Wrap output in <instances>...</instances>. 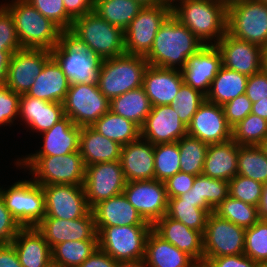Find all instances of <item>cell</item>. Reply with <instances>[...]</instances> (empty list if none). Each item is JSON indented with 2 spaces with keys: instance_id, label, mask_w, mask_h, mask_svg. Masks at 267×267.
<instances>
[{
  "instance_id": "cell-1",
  "label": "cell",
  "mask_w": 267,
  "mask_h": 267,
  "mask_svg": "<svg viewBox=\"0 0 267 267\" xmlns=\"http://www.w3.org/2000/svg\"><path fill=\"white\" fill-rule=\"evenodd\" d=\"M204 44L172 14L160 26L145 56L149 65L181 70ZM179 66V67H178Z\"/></svg>"
},
{
  "instance_id": "cell-2",
  "label": "cell",
  "mask_w": 267,
  "mask_h": 267,
  "mask_svg": "<svg viewBox=\"0 0 267 267\" xmlns=\"http://www.w3.org/2000/svg\"><path fill=\"white\" fill-rule=\"evenodd\" d=\"M227 5L223 0H184L174 6L172 15L202 44L216 45L227 33Z\"/></svg>"
},
{
  "instance_id": "cell-3",
  "label": "cell",
  "mask_w": 267,
  "mask_h": 267,
  "mask_svg": "<svg viewBox=\"0 0 267 267\" xmlns=\"http://www.w3.org/2000/svg\"><path fill=\"white\" fill-rule=\"evenodd\" d=\"M66 34L101 60L125 54L124 31L95 11L74 19Z\"/></svg>"
},
{
  "instance_id": "cell-4",
  "label": "cell",
  "mask_w": 267,
  "mask_h": 267,
  "mask_svg": "<svg viewBox=\"0 0 267 267\" xmlns=\"http://www.w3.org/2000/svg\"><path fill=\"white\" fill-rule=\"evenodd\" d=\"M12 15L22 48L52 50L66 34L26 0L2 4Z\"/></svg>"
},
{
  "instance_id": "cell-5",
  "label": "cell",
  "mask_w": 267,
  "mask_h": 267,
  "mask_svg": "<svg viewBox=\"0 0 267 267\" xmlns=\"http://www.w3.org/2000/svg\"><path fill=\"white\" fill-rule=\"evenodd\" d=\"M17 160V167L29 169L32 180L39 185L84 184L85 165L79 151L60 156H26Z\"/></svg>"
},
{
  "instance_id": "cell-6",
  "label": "cell",
  "mask_w": 267,
  "mask_h": 267,
  "mask_svg": "<svg viewBox=\"0 0 267 267\" xmlns=\"http://www.w3.org/2000/svg\"><path fill=\"white\" fill-rule=\"evenodd\" d=\"M149 66L144 56L124 54L101 61L97 81L100 92L111 101L127 91L143 86Z\"/></svg>"
},
{
  "instance_id": "cell-7",
  "label": "cell",
  "mask_w": 267,
  "mask_h": 267,
  "mask_svg": "<svg viewBox=\"0 0 267 267\" xmlns=\"http://www.w3.org/2000/svg\"><path fill=\"white\" fill-rule=\"evenodd\" d=\"M99 248L119 264H142L152 225L95 226Z\"/></svg>"
},
{
  "instance_id": "cell-8",
  "label": "cell",
  "mask_w": 267,
  "mask_h": 267,
  "mask_svg": "<svg viewBox=\"0 0 267 267\" xmlns=\"http://www.w3.org/2000/svg\"><path fill=\"white\" fill-rule=\"evenodd\" d=\"M227 33L264 48L267 45V3L231 0L227 5Z\"/></svg>"
},
{
  "instance_id": "cell-9",
  "label": "cell",
  "mask_w": 267,
  "mask_h": 267,
  "mask_svg": "<svg viewBox=\"0 0 267 267\" xmlns=\"http://www.w3.org/2000/svg\"><path fill=\"white\" fill-rule=\"evenodd\" d=\"M0 188L6 208L22 228L36 227L45 216L42 186L33 180H19L9 189Z\"/></svg>"
},
{
  "instance_id": "cell-10",
  "label": "cell",
  "mask_w": 267,
  "mask_h": 267,
  "mask_svg": "<svg viewBox=\"0 0 267 267\" xmlns=\"http://www.w3.org/2000/svg\"><path fill=\"white\" fill-rule=\"evenodd\" d=\"M70 84L97 83L101 59L65 34L51 50Z\"/></svg>"
},
{
  "instance_id": "cell-11",
  "label": "cell",
  "mask_w": 267,
  "mask_h": 267,
  "mask_svg": "<svg viewBox=\"0 0 267 267\" xmlns=\"http://www.w3.org/2000/svg\"><path fill=\"white\" fill-rule=\"evenodd\" d=\"M62 104L65 115L79 127L92 126L110 110V101L97 83L70 84Z\"/></svg>"
},
{
  "instance_id": "cell-12",
  "label": "cell",
  "mask_w": 267,
  "mask_h": 267,
  "mask_svg": "<svg viewBox=\"0 0 267 267\" xmlns=\"http://www.w3.org/2000/svg\"><path fill=\"white\" fill-rule=\"evenodd\" d=\"M172 14L165 5L145 6L124 30L125 53L146 56L160 26Z\"/></svg>"
},
{
  "instance_id": "cell-13",
  "label": "cell",
  "mask_w": 267,
  "mask_h": 267,
  "mask_svg": "<svg viewBox=\"0 0 267 267\" xmlns=\"http://www.w3.org/2000/svg\"><path fill=\"white\" fill-rule=\"evenodd\" d=\"M245 229L211 212L203 233L204 260L244 254Z\"/></svg>"
},
{
  "instance_id": "cell-14",
  "label": "cell",
  "mask_w": 267,
  "mask_h": 267,
  "mask_svg": "<svg viewBox=\"0 0 267 267\" xmlns=\"http://www.w3.org/2000/svg\"><path fill=\"white\" fill-rule=\"evenodd\" d=\"M125 184L119 160L85 166L83 187L90 208L100 201L122 194Z\"/></svg>"
},
{
  "instance_id": "cell-15",
  "label": "cell",
  "mask_w": 267,
  "mask_h": 267,
  "mask_svg": "<svg viewBox=\"0 0 267 267\" xmlns=\"http://www.w3.org/2000/svg\"><path fill=\"white\" fill-rule=\"evenodd\" d=\"M123 193L141 217L152 226L167 214L168 197L163 181L126 182Z\"/></svg>"
},
{
  "instance_id": "cell-16",
  "label": "cell",
  "mask_w": 267,
  "mask_h": 267,
  "mask_svg": "<svg viewBox=\"0 0 267 267\" xmlns=\"http://www.w3.org/2000/svg\"><path fill=\"white\" fill-rule=\"evenodd\" d=\"M45 195V216L64 220L86 216L91 208L83 185H41Z\"/></svg>"
},
{
  "instance_id": "cell-17",
  "label": "cell",
  "mask_w": 267,
  "mask_h": 267,
  "mask_svg": "<svg viewBox=\"0 0 267 267\" xmlns=\"http://www.w3.org/2000/svg\"><path fill=\"white\" fill-rule=\"evenodd\" d=\"M51 58V51L46 49L22 48L16 51L10 60L5 85L20 95L27 93Z\"/></svg>"
},
{
  "instance_id": "cell-18",
  "label": "cell",
  "mask_w": 267,
  "mask_h": 267,
  "mask_svg": "<svg viewBox=\"0 0 267 267\" xmlns=\"http://www.w3.org/2000/svg\"><path fill=\"white\" fill-rule=\"evenodd\" d=\"M216 46L225 68L247 76L263 69V48L257 44L236 39L226 33Z\"/></svg>"
},
{
  "instance_id": "cell-19",
  "label": "cell",
  "mask_w": 267,
  "mask_h": 267,
  "mask_svg": "<svg viewBox=\"0 0 267 267\" xmlns=\"http://www.w3.org/2000/svg\"><path fill=\"white\" fill-rule=\"evenodd\" d=\"M187 135L206 144L223 143L232 139V128L222 106L205 99L187 126Z\"/></svg>"
},
{
  "instance_id": "cell-20",
  "label": "cell",
  "mask_w": 267,
  "mask_h": 267,
  "mask_svg": "<svg viewBox=\"0 0 267 267\" xmlns=\"http://www.w3.org/2000/svg\"><path fill=\"white\" fill-rule=\"evenodd\" d=\"M36 228L51 249L65 241L98 240L92 211L84 217L71 220L44 217Z\"/></svg>"
},
{
  "instance_id": "cell-21",
  "label": "cell",
  "mask_w": 267,
  "mask_h": 267,
  "mask_svg": "<svg viewBox=\"0 0 267 267\" xmlns=\"http://www.w3.org/2000/svg\"><path fill=\"white\" fill-rule=\"evenodd\" d=\"M187 135V126L171 105L152 106L140 128V137L153 145L178 142Z\"/></svg>"
},
{
  "instance_id": "cell-22",
  "label": "cell",
  "mask_w": 267,
  "mask_h": 267,
  "mask_svg": "<svg viewBox=\"0 0 267 267\" xmlns=\"http://www.w3.org/2000/svg\"><path fill=\"white\" fill-rule=\"evenodd\" d=\"M221 66V54L217 46L204 45L188 58L181 69L183 82L206 96Z\"/></svg>"
},
{
  "instance_id": "cell-23",
  "label": "cell",
  "mask_w": 267,
  "mask_h": 267,
  "mask_svg": "<svg viewBox=\"0 0 267 267\" xmlns=\"http://www.w3.org/2000/svg\"><path fill=\"white\" fill-rule=\"evenodd\" d=\"M152 229L164 240L173 244L179 250L191 256L200 266H203L204 248L203 233L190 229L185 224L165 214Z\"/></svg>"
},
{
  "instance_id": "cell-24",
  "label": "cell",
  "mask_w": 267,
  "mask_h": 267,
  "mask_svg": "<svg viewBox=\"0 0 267 267\" xmlns=\"http://www.w3.org/2000/svg\"><path fill=\"white\" fill-rule=\"evenodd\" d=\"M183 83L177 69L149 65L143 76V88L152 106L171 105Z\"/></svg>"
},
{
  "instance_id": "cell-25",
  "label": "cell",
  "mask_w": 267,
  "mask_h": 267,
  "mask_svg": "<svg viewBox=\"0 0 267 267\" xmlns=\"http://www.w3.org/2000/svg\"><path fill=\"white\" fill-rule=\"evenodd\" d=\"M119 161L126 182L154 179V145L142 137L122 146Z\"/></svg>"
},
{
  "instance_id": "cell-26",
  "label": "cell",
  "mask_w": 267,
  "mask_h": 267,
  "mask_svg": "<svg viewBox=\"0 0 267 267\" xmlns=\"http://www.w3.org/2000/svg\"><path fill=\"white\" fill-rule=\"evenodd\" d=\"M64 116L62 103L40 100L26 93L20 95L18 117H21L31 131L43 133L51 129Z\"/></svg>"
},
{
  "instance_id": "cell-27",
  "label": "cell",
  "mask_w": 267,
  "mask_h": 267,
  "mask_svg": "<svg viewBox=\"0 0 267 267\" xmlns=\"http://www.w3.org/2000/svg\"><path fill=\"white\" fill-rule=\"evenodd\" d=\"M91 211L95 226L151 225L141 217L124 193L100 201Z\"/></svg>"
},
{
  "instance_id": "cell-28",
  "label": "cell",
  "mask_w": 267,
  "mask_h": 267,
  "mask_svg": "<svg viewBox=\"0 0 267 267\" xmlns=\"http://www.w3.org/2000/svg\"><path fill=\"white\" fill-rule=\"evenodd\" d=\"M143 267H200L187 253L164 240L153 229L146 239Z\"/></svg>"
},
{
  "instance_id": "cell-29",
  "label": "cell",
  "mask_w": 267,
  "mask_h": 267,
  "mask_svg": "<svg viewBox=\"0 0 267 267\" xmlns=\"http://www.w3.org/2000/svg\"><path fill=\"white\" fill-rule=\"evenodd\" d=\"M81 127L68 116L60 119L51 129L43 132V146L36 153L26 156H57L79 151Z\"/></svg>"
},
{
  "instance_id": "cell-30",
  "label": "cell",
  "mask_w": 267,
  "mask_h": 267,
  "mask_svg": "<svg viewBox=\"0 0 267 267\" xmlns=\"http://www.w3.org/2000/svg\"><path fill=\"white\" fill-rule=\"evenodd\" d=\"M11 244L22 267H45L52 261L51 247L36 227L22 228Z\"/></svg>"
},
{
  "instance_id": "cell-31",
  "label": "cell",
  "mask_w": 267,
  "mask_h": 267,
  "mask_svg": "<svg viewBox=\"0 0 267 267\" xmlns=\"http://www.w3.org/2000/svg\"><path fill=\"white\" fill-rule=\"evenodd\" d=\"M238 153L239 144L233 139L223 143L208 144L202 174L230 181L238 173Z\"/></svg>"
},
{
  "instance_id": "cell-32",
  "label": "cell",
  "mask_w": 267,
  "mask_h": 267,
  "mask_svg": "<svg viewBox=\"0 0 267 267\" xmlns=\"http://www.w3.org/2000/svg\"><path fill=\"white\" fill-rule=\"evenodd\" d=\"M122 146L94 130L81 127L79 153L85 166L120 160Z\"/></svg>"
},
{
  "instance_id": "cell-33",
  "label": "cell",
  "mask_w": 267,
  "mask_h": 267,
  "mask_svg": "<svg viewBox=\"0 0 267 267\" xmlns=\"http://www.w3.org/2000/svg\"><path fill=\"white\" fill-rule=\"evenodd\" d=\"M69 86L61 67L51 58L26 94L44 101L63 103Z\"/></svg>"
},
{
  "instance_id": "cell-34",
  "label": "cell",
  "mask_w": 267,
  "mask_h": 267,
  "mask_svg": "<svg viewBox=\"0 0 267 267\" xmlns=\"http://www.w3.org/2000/svg\"><path fill=\"white\" fill-rule=\"evenodd\" d=\"M228 196L229 181L214 179L201 174L195 177L192 188L178 198L194 202L196 207L211 213Z\"/></svg>"
},
{
  "instance_id": "cell-35",
  "label": "cell",
  "mask_w": 267,
  "mask_h": 267,
  "mask_svg": "<svg viewBox=\"0 0 267 267\" xmlns=\"http://www.w3.org/2000/svg\"><path fill=\"white\" fill-rule=\"evenodd\" d=\"M110 110L141 128L152 110V105L143 86H141L113 98L110 101Z\"/></svg>"
},
{
  "instance_id": "cell-36",
  "label": "cell",
  "mask_w": 267,
  "mask_h": 267,
  "mask_svg": "<svg viewBox=\"0 0 267 267\" xmlns=\"http://www.w3.org/2000/svg\"><path fill=\"white\" fill-rule=\"evenodd\" d=\"M248 76L221 66L211 86L206 100L217 105L235 99L245 93Z\"/></svg>"
},
{
  "instance_id": "cell-37",
  "label": "cell",
  "mask_w": 267,
  "mask_h": 267,
  "mask_svg": "<svg viewBox=\"0 0 267 267\" xmlns=\"http://www.w3.org/2000/svg\"><path fill=\"white\" fill-rule=\"evenodd\" d=\"M91 127L121 146L140 137V128L135 123L114 114L111 110L102 115Z\"/></svg>"
},
{
  "instance_id": "cell-38",
  "label": "cell",
  "mask_w": 267,
  "mask_h": 267,
  "mask_svg": "<svg viewBox=\"0 0 267 267\" xmlns=\"http://www.w3.org/2000/svg\"><path fill=\"white\" fill-rule=\"evenodd\" d=\"M143 7L135 0H94L93 11L124 31Z\"/></svg>"
},
{
  "instance_id": "cell-39",
  "label": "cell",
  "mask_w": 267,
  "mask_h": 267,
  "mask_svg": "<svg viewBox=\"0 0 267 267\" xmlns=\"http://www.w3.org/2000/svg\"><path fill=\"white\" fill-rule=\"evenodd\" d=\"M98 247V240L65 241L51 249L52 261L60 267H79Z\"/></svg>"
},
{
  "instance_id": "cell-40",
  "label": "cell",
  "mask_w": 267,
  "mask_h": 267,
  "mask_svg": "<svg viewBox=\"0 0 267 267\" xmlns=\"http://www.w3.org/2000/svg\"><path fill=\"white\" fill-rule=\"evenodd\" d=\"M238 175L267 184V156L258 145H239Z\"/></svg>"
},
{
  "instance_id": "cell-41",
  "label": "cell",
  "mask_w": 267,
  "mask_h": 267,
  "mask_svg": "<svg viewBox=\"0 0 267 267\" xmlns=\"http://www.w3.org/2000/svg\"><path fill=\"white\" fill-rule=\"evenodd\" d=\"M214 213L244 229L253 226L261 219L257 206L245 203L230 195L214 208Z\"/></svg>"
},
{
  "instance_id": "cell-42",
  "label": "cell",
  "mask_w": 267,
  "mask_h": 267,
  "mask_svg": "<svg viewBox=\"0 0 267 267\" xmlns=\"http://www.w3.org/2000/svg\"><path fill=\"white\" fill-rule=\"evenodd\" d=\"M180 171L194 176L203 173L208 144L200 139L185 135L178 142Z\"/></svg>"
},
{
  "instance_id": "cell-43",
  "label": "cell",
  "mask_w": 267,
  "mask_h": 267,
  "mask_svg": "<svg viewBox=\"0 0 267 267\" xmlns=\"http://www.w3.org/2000/svg\"><path fill=\"white\" fill-rule=\"evenodd\" d=\"M209 212L195 206L194 202L168 198L167 215L185 224L190 229L204 233Z\"/></svg>"
},
{
  "instance_id": "cell-44",
  "label": "cell",
  "mask_w": 267,
  "mask_h": 267,
  "mask_svg": "<svg viewBox=\"0 0 267 267\" xmlns=\"http://www.w3.org/2000/svg\"><path fill=\"white\" fill-rule=\"evenodd\" d=\"M180 171L177 142L154 145V179L166 181Z\"/></svg>"
},
{
  "instance_id": "cell-45",
  "label": "cell",
  "mask_w": 267,
  "mask_h": 267,
  "mask_svg": "<svg viewBox=\"0 0 267 267\" xmlns=\"http://www.w3.org/2000/svg\"><path fill=\"white\" fill-rule=\"evenodd\" d=\"M267 135V120L250 113L232 128V139L239 145H259Z\"/></svg>"
},
{
  "instance_id": "cell-46",
  "label": "cell",
  "mask_w": 267,
  "mask_h": 267,
  "mask_svg": "<svg viewBox=\"0 0 267 267\" xmlns=\"http://www.w3.org/2000/svg\"><path fill=\"white\" fill-rule=\"evenodd\" d=\"M244 254L260 264L267 262V220L245 229Z\"/></svg>"
},
{
  "instance_id": "cell-47",
  "label": "cell",
  "mask_w": 267,
  "mask_h": 267,
  "mask_svg": "<svg viewBox=\"0 0 267 267\" xmlns=\"http://www.w3.org/2000/svg\"><path fill=\"white\" fill-rule=\"evenodd\" d=\"M205 99L206 96L200 91L183 83L178 94L175 96V101L171 104V107L178 114L180 120L188 126L193 115L197 112Z\"/></svg>"
},
{
  "instance_id": "cell-48",
  "label": "cell",
  "mask_w": 267,
  "mask_h": 267,
  "mask_svg": "<svg viewBox=\"0 0 267 267\" xmlns=\"http://www.w3.org/2000/svg\"><path fill=\"white\" fill-rule=\"evenodd\" d=\"M264 186L265 185L259 181L236 174L229 181V195L258 207Z\"/></svg>"
},
{
  "instance_id": "cell-49",
  "label": "cell",
  "mask_w": 267,
  "mask_h": 267,
  "mask_svg": "<svg viewBox=\"0 0 267 267\" xmlns=\"http://www.w3.org/2000/svg\"><path fill=\"white\" fill-rule=\"evenodd\" d=\"M34 6L44 17L52 20L65 33L73 24V19L66 13L63 0H26Z\"/></svg>"
},
{
  "instance_id": "cell-50",
  "label": "cell",
  "mask_w": 267,
  "mask_h": 267,
  "mask_svg": "<svg viewBox=\"0 0 267 267\" xmlns=\"http://www.w3.org/2000/svg\"><path fill=\"white\" fill-rule=\"evenodd\" d=\"M22 49L10 12L0 4V51L16 52Z\"/></svg>"
},
{
  "instance_id": "cell-51",
  "label": "cell",
  "mask_w": 267,
  "mask_h": 267,
  "mask_svg": "<svg viewBox=\"0 0 267 267\" xmlns=\"http://www.w3.org/2000/svg\"><path fill=\"white\" fill-rule=\"evenodd\" d=\"M20 94L0 85V126L12 125L19 115Z\"/></svg>"
},
{
  "instance_id": "cell-52",
  "label": "cell",
  "mask_w": 267,
  "mask_h": 267,
  "mask_svg": "<svg viewBox=\"0 0 267 267\" xmlns=\"http://www.w3.org/2000/svg\"><path fill=\"white\" fill-rule=\"evenodd\" d=\"M228 125L233 128L252 111V102L244 94L222 105Z\"/></svg>"
},
{
  "instance_id": "cell-53",
  "label": "cell",
  "mask_w": 267,
  "mask_h": 267,
  "mask_svg": "<svg viewBox=\"0 0 267 267\" xmlns=\"http://www.w3.org/2000/svg\"><path fill=\"white\" fill-rule=\"evenodd\" d=\"M21 229L0 195V244H10Z\"/></svg>"
},
{
  "instance_id": "cell-54",
  "label": "cell",
  "mask_w": 267,
  "mask_h": 267,
  "mask_svg": "<svg viewBox=\"0 0 267 267\" xmlns=\"http://www.w3.org/2000/svg\"><path fill=\"white\" fill-rule=\"evenodd\" d=\"M245 95L252 103L267 99V72L264 69L248 76Z\"/></svg>"
},
{
  "instance_id": "cell-55",
  "label": "cell",
  "mask_w": 267,
  "mask_h": 267,
  "mask_svg": "<svg viewBox=\"0 0 267 267\" xmlns=\"http://www.w3.org/2000/svg\"><path fill=\"white\" fill-rule=\"evenodd\" d=\"M195 177L196 176L194 175L181 171L176 173L174 176L169 177L166 181H164L167 197L175 198L188 192L193 186Z\"/></svg>"
},
{
  "instance_id": "cell-56",
  "label": "cell",
  "mask_w": 267,
  "mask_h": 267,
  "mask_svg": "<svg viewBox=\"0 0 267 267\" xmlns=\"http://www.w3.org/2000/svg\"><path fill=\"white\" fill-rule=\"evenodd\" d=\"M261 264L253 261L245 254L210 258L202 267H260Z\"/></svg>"
},
{
  "instance_id": "cell-57",
  "label": "cell",
  "mask_w": 267,
  "mask_h": 267,
  "mask_svg": "<svg viewBox=\"0 0 267 267\" xmlns=\"http://www.w3.org/2000/svg\"><path fill=\"white\" fill-rule=\"evenodd\" d=\"M119 263L99 247L79 267H117Z\"/></svg>"
},
{
  "instance_id": "cell-58",
  "label": "cell",
  "mask_w": 267,
  "mask_h": 267,
  "mask_svg": "<svg viewBox=\"0 0 267 267\" xmlns=\"http://www.w3.org/2000/svg\"><path fill=\"white\" fill-rule=\"evenodd\" d=\"M66 13L74 20L93 11L94 0H63Z\"/></svg>"
},
{
  "instance_id": "cell-59",
  "label": "cell",
  "mask_w": 267,
  "mask_h": 267,
  "mask_svg": "<svg viewBox=\"0 0 267 267\" xmlns=\"http://www.w3.org/2000/svg\"><path fill=\"white\" fill-rule=\"evenodd\" d=\"M0 267H22L14 246L0 244Z\"/></svg>"
},
{
  "instance_id": "cell-60",
  "label": "cell",
  "mask_w": 267,
  "mask_h": 267,
  "mask_svg": "<svg viewBox=\"0 0 267 267\" xmlns=\"http://www.w3.org/2000/svg\"><path fill=\"white\" fill-rule=\"evenodd\" d=\"M14 53L0 51V85L6 84L10 60Z\"/></svg>"
},
{
  "instance_id": "cell-61",
  "label": "cell",
  "mask_w": 267,
  "mask_h": 267,
  "mask_svg": "<svg viewBox=\"0 0 267 267\" xmlns=\"http://www.w3.org/2000/svg\"><path fill=\"white\" fill-rule=\"evenodd\" d=\"M251 113L267 120V99L252 103Z\"/></svg>"
},
{
  "instance_id": "cell-62",
  "label": "cell",
  "mask_w": 267,
  "mask_h": 267,
  "mask_svg": "<svg viewBox=\"0 0 267 267\" xmlns=\"http://www.w3.org/2000/svg\"><path fill=\"white\" fill-rule=\"evenodd\" d=\"M258 209L261 220H267V184L263 188V193Z\"/></svg>"
},
{
  "instance_id": "cell-63",
  "label": "cell",
  "mask_w": 267,
  "mask_h": 267,
  "mask_svg": "<svg viewBox=\"0 0 267 267\" xmlns=\"http://www.w3.org/2000/svg\"><path fill=\"white\" fill-rule=\"evenodd\" d=\"M158 1L161 5H165V6L170 7L171 9H173L174 6L177 5V2L179 3V2L184 1V0H158ZM174 2H175V4H174Z\"/></svg>"
},
{
  "instance_id": "cell-64",
  "label": "cell",
  "mask_w": 267,
  "mask_h": 267,
  "mask_svg": "<svg viewBox=\"0 0 267 267\" xmlns=\"http://www.w3.org/2000/svg\"><path fill=\"white\" fill-rule=\"evenodd\" d=\"M137 2H139L142 6H156L159 5V1L158 0H135Z\"/></svg>"
},
{
  "instance_id": "cell-65",
  "label": "cell",
  "mask_w": 267,
  "mask_h": 267,
  "mask_svg": "<svg viewBox=\"0 0 267 267\" xmlns=\"http://www.w3.org/2000/svg\"><path fill=\"white\" fill-rule=\"evenodd\" d=\"M263 69L267 72V45L263 48Z\"/></svg>"
},
{
  "instance_id": "cell-66",
  "label": "cell",
  "mask_w": 267,
  "mask_h": 267,
  "mask_svg": "<svg viewBox=\"0 0 267 267\" xmlns=\"http://www.w3.org/2000/svg\"><path fill=\"white\" fill-rule=\"evenodd\" d=\"M258 146L263 150L264 154L267 156V135Z\"/></svg>"
},
{
  "instance_id": "cell-67",
  "label": "cell",
  "mask_w": 267,
  "mask_h": 267,
  "mask_svg": "<svg viewBox=\"0 0 267 267\" xmlns=\"http://www.w3.org/2000/svg\"><path fill=\"white\" fill-rule=\"evenodd\" d=\"M117 267H143L142 264H137V263H124V264H119Z\"/></svg>"
},
{
  "instance_id": "cell-68",
  "label": "cell",
  "mask_w": 267,
  "mask_h": 267,
  "mask_svg": "<svg viewBox=\"0 0 267 267\" xmlns=\"http://www.w3.org/2000/svg\"><path fill=\"white\" fill-rule=\"evenodd\" d=\"M45 267H60L58 264L55 262L51 261L49 264H47Z\"/></svg>"
},
{
  "instance_id": "cell-69",
  "label": "cell",
  "mask_w": 267,
  "mask_h": 267,
  "mask_svg": "<svg viewBox=\"0 0 267 267\" xmlns=\"http://www.w3.org/2000/svg\"><path fill=\"white\" fill-rule=\"evenodd\" d=\"M260 267H267V262L266 263H263V264H261V266Z\"/></svg>"
}]
</instances>
